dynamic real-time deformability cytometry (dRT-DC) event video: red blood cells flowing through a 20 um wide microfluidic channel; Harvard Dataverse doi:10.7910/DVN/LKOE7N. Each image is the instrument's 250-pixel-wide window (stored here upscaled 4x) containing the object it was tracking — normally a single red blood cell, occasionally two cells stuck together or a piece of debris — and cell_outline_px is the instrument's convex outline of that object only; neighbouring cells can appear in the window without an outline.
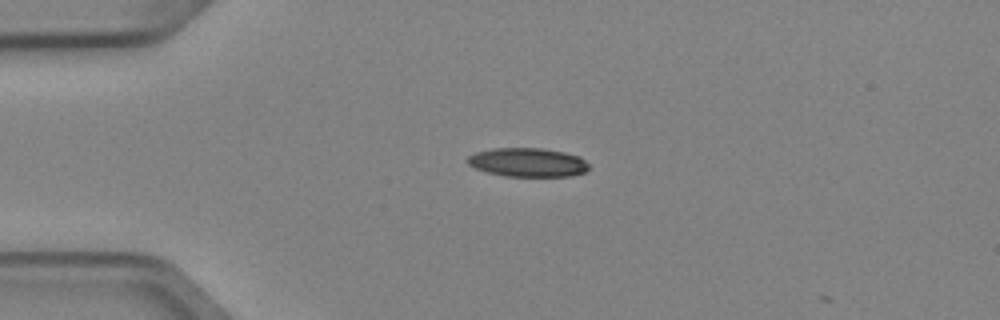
{"species": "Egyptian fruit bat (a non-hibernating species)", "species_latin": "Rousettus aegyptiacus", "temperature_condition": "cold", "stored_images_in_passage": 5, "camera_frame_rate_fps": 3000, "um_per_image_px": 0.085, "animal": {"sex": "female"}, "frame": {"image": 1, "passage_image": 1, "time_ms": 0.0, "image_size_px": [1000, 320], "cell_outline_px": [[588, 168], [584, 172], [572, 176], [504, 176], [488, 172], [476, 168], [468, 164], [468, 156], [476, 152], [492, 148], [544, 148], [564, 152], [580, 156], [588, 164]], "centroid_in_image_um": [44.87, 13.79], "position_along_channel_um": 40.1, "area_um2": 20.35}}
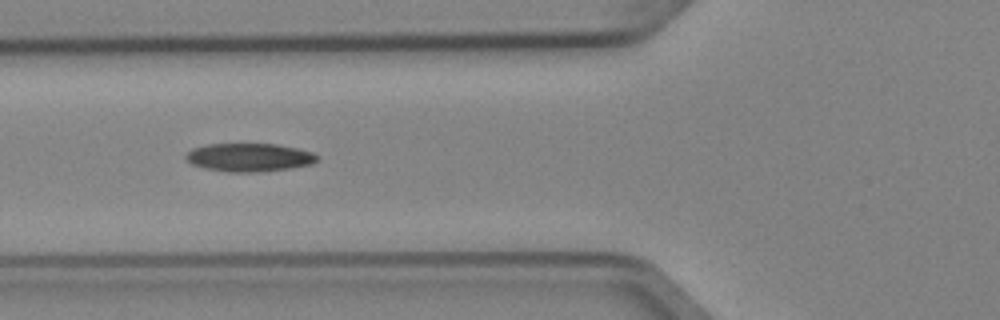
{"frame": {"image": 2, "passage_image": 3, "time_ms": 0.667, "image_size_px": [1000, 320], "cell_outline_px": [[320, 156], [312, 164], [292, 168], [260, 172], [228, 172], [204, 168], [192, 164], [184, 156], [192, 148], [208, 144], [276, 144], [296, 148], [312, 152]], "centroid_in_image_um": [21.19, 13.38], "position_along_channel_um": 104.6, "area_um2": 21.68}}
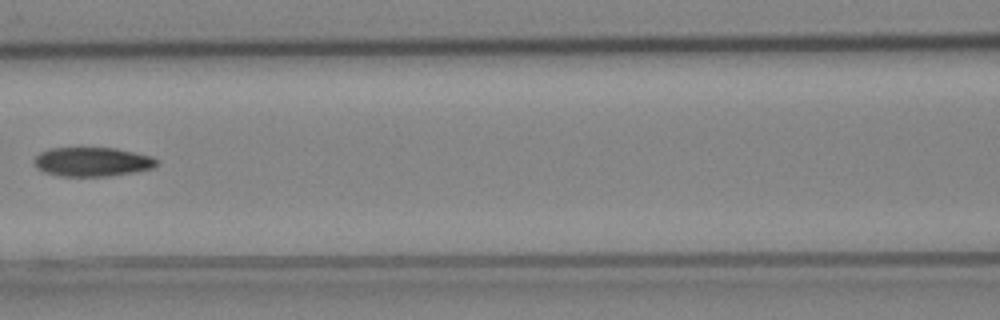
{"frame": {"image": 3, "passage_image": 4, "time_ms": 1.0, "image_size_px": [1000, 320], "cell_outline_px": [[160, 160], [152, 168], [136, 172], [108, 176], [60, 176], [44, 172], [36, 168], [32, 160], [40, 152], [48, 148], [116, 148], [152, 156]], "centroid_in_image_um": [7.82, 13.75], "position_along_channel_um": 158.8, "area_um2": 20.98}}